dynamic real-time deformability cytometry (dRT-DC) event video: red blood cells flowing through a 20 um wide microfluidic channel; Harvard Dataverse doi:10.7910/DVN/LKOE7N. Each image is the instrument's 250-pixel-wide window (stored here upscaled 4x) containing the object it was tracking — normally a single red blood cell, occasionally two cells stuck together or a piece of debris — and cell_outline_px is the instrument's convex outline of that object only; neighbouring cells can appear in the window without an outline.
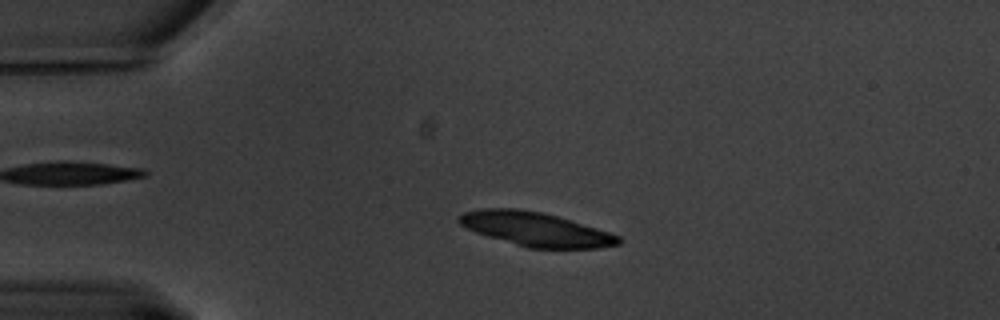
{"species": "common noctule bat (a hibernating species)", "species_latin": "Nyctalus noctula", "temperature_condition": "warm", "stored_images_in_passage": 61, "camera_frame_rate_fps": 3000, "um_per_image_px": 0.085, "animal": {"sex": "male", "body_mass_g": 20.1, "forearm_length_mm": 53.5}, "frame": {"image": 1, "passage_image": 14, "time_ms": 4.333, "image_size_px": [1000, 320], "cell_outline_px": [[624, 240], [620, 244], [600, 248], [528, 248], [488, 236], [476, 232], [460, 224], [456, 220], [456, 216], [464, 212], [484, 208], [516, 208], [544, 212], [596, 228], [620, 236]], "centroid_in_image_um": [45.53, 19.48], "position_along_channel_um": 39.5, "area_um2": 31.5}}